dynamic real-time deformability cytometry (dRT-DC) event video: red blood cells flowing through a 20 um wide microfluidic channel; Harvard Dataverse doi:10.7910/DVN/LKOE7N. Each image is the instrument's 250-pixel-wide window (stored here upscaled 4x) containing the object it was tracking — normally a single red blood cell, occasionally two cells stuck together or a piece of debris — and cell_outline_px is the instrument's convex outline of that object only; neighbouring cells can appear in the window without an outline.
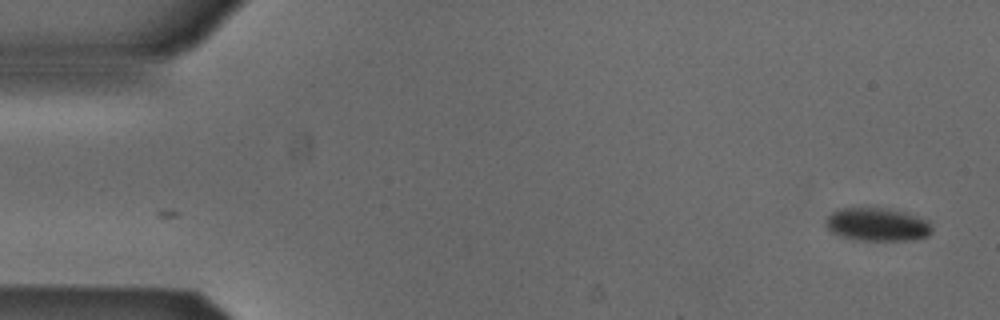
{"species": "Egyptian fruit bat (a non-hibernating species)", "species_latin": "Rousettus aegyptiacus", "temperature_condition": "cold", "stored_images_in_passage": 2, "camera_frame_rate_fps": 3000, "um_per_image_px": 0.085, "animal": {"sex": "male"}, "frame": {"image": 1, "passage_image": 2, "time_ms": 0.333, "image_size_px": [1000, 320], "cell_outline_px": [[932, 232], [928, 236], [912, 240], [856, 240], [840, 236], [832, 232], [824, 224], [828, 216], [832, 212], [840, 208], [880, 208], [904, 212], [928, 220], [932, 228]], "centroid_in_image_um": [74.56, 19.09], "position_along_channel_um": 10.4, "area_um2": 20.46}}